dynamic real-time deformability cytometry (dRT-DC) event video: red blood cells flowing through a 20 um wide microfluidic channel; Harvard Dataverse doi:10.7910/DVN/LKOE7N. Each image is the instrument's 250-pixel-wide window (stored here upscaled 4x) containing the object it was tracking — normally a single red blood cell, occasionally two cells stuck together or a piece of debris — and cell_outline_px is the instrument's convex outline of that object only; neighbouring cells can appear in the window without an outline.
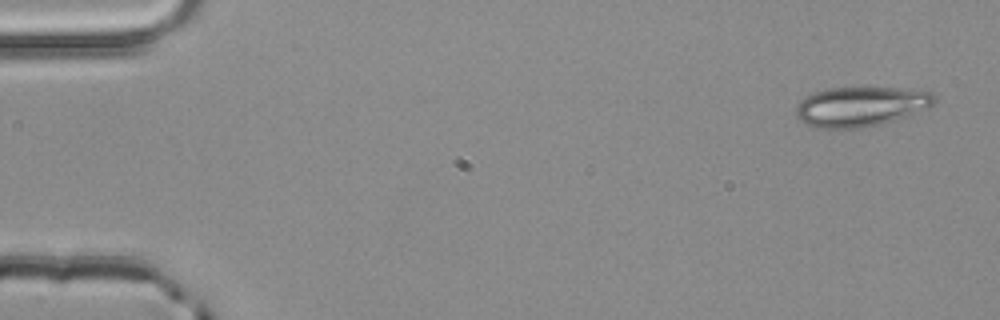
{"species": "common noctule bat (a hibernating species)", "species_latin": "Nyctalus noctula", "temperature_condition": "room temperature", "stored_images_in_passage": 3, "camera_frame_rate_fps": 3000, "um_per_image_px": 0.085, "animal": {"sex": "male", "body_mass_g": 20.4}, "frame": {"image": 1, "passage_image": 1, "time_ms": 0.0, "image_size_px": [1000, 320], "cell_outline_px": [[936, 100], [928, 108], [896, 120], [880, 124], [860, 128], [816, 128], [800, 120], [796, 116], [796, 104], [804, 96], [828, 88], [912, 88], [932, 92], [936, 96]], "centroid_in_image_um": [73.18, 9.05], "position_along_channel_um": 11.8, "area_um2": 32.25}}